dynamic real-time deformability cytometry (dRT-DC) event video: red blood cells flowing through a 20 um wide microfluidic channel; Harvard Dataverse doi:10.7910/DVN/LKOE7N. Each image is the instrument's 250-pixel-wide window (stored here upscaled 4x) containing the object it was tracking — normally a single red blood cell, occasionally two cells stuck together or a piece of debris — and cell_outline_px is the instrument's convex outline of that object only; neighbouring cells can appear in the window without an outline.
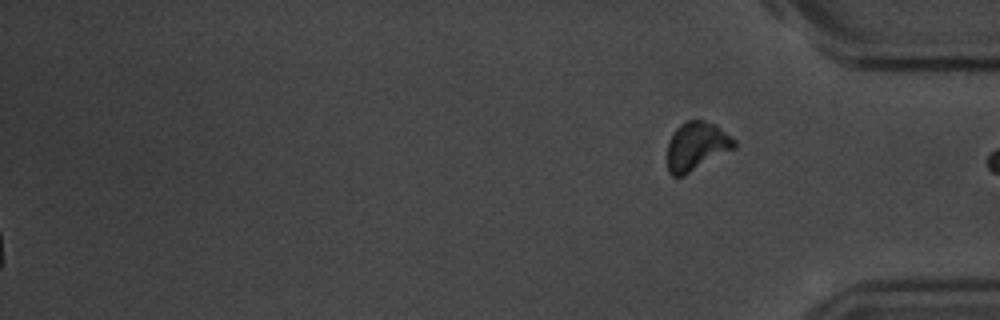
{"species": "common noctule bat (a hibernating species)", "species_latin": "Nyctalus noctula", "temperature_condition": "room temperature", "stored_images_in_passage": 16, "segment_of_instrument_passage": [2, 2], "camera_frame_rate_fps": 3000, "um_per_image_px": 0.085, "animal": {"sex": "male", "body_mass_g": 20.1, "forearm_length_mm": 53.5}, "frame": {"image": 1, "passage_image": 16, "time_ms": 19.0, "image_size_px": [1000, 320], "cell_outline_px": [[736, 148], [684, 176], [672, 176], [668, 172], [668, 140], [676, 128], [680, 124], [688, 120], [704, 120], [716, 124], [736, 140]], "centroid_in_image_um": [59.22, 12.43], "position_along_channel_um": 376.0, "area_um2": 19.19}}